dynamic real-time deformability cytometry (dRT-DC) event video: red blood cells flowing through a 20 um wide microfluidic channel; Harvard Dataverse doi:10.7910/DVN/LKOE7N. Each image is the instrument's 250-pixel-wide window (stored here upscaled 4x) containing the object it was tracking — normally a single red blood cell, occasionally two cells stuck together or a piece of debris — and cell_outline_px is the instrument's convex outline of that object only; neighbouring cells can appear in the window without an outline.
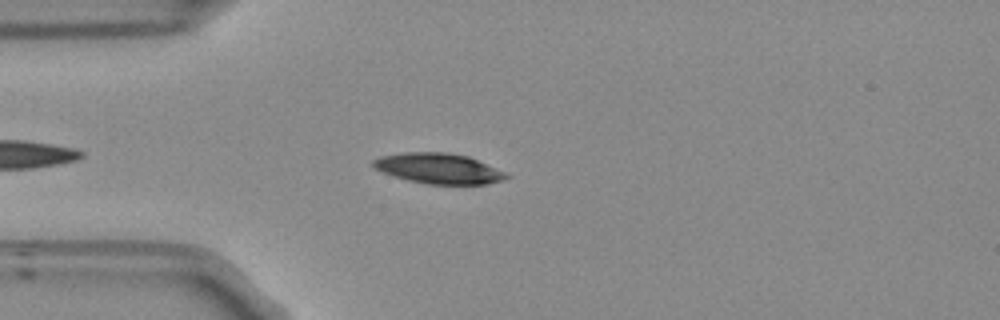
{"species": "Egyptian fruit bat (a non-hibernating species)", "species_latin": "Rousettus aegyptiacus", "temperature_condition": "room temperature", "stored_images_in_passage": 42, "camera_frame_rate_fps": 3000, "um_per_image_px": 0.085, "frame": {"image": 1, "passage_image": 6, "time_ms": 1.667, "image_size_px": [1000, 320], "cell_outline_px": [[512, 176], [500, 180], [484, 184], [428, 184], [408, 180], [372, 168], [372, 160], [380, 156], [404, 152], [448, 152], [468, 156], [504, 172]], "centroid_in_image_um": [37.24, 14.31], "position_along_channel_um": 47.8, "area_um2": 23.35}}
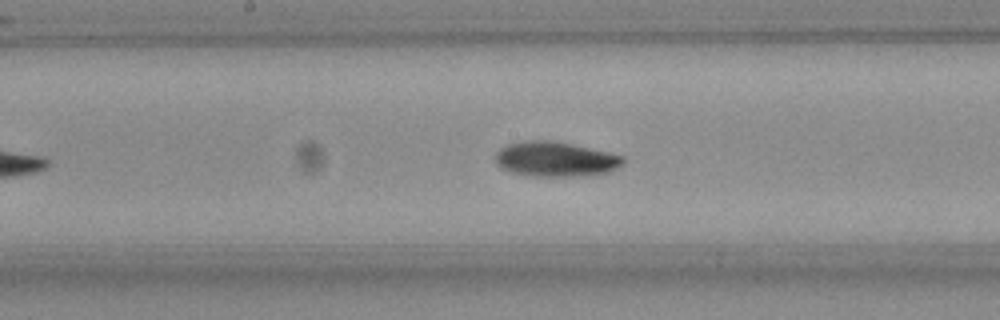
{"frame": {"image": 2, "passage_image": 19, "time_ms": 6.0, "image_size_px": [1000, 320], "cell_outline_px": [[624, 160], [620, 164], [608, 172], [588, 176], [532, 176], [512, 172], [500, 168], [496, 164], [496, 152], [500, 148], [508, 144], [524, 140], [552, 140], [572, 144], [608, 152], [624, 156]], "centroid_in_image_um": [47.17, 13.52], "position_along_channel_um": 201.0, "area_um2": 25.95}}
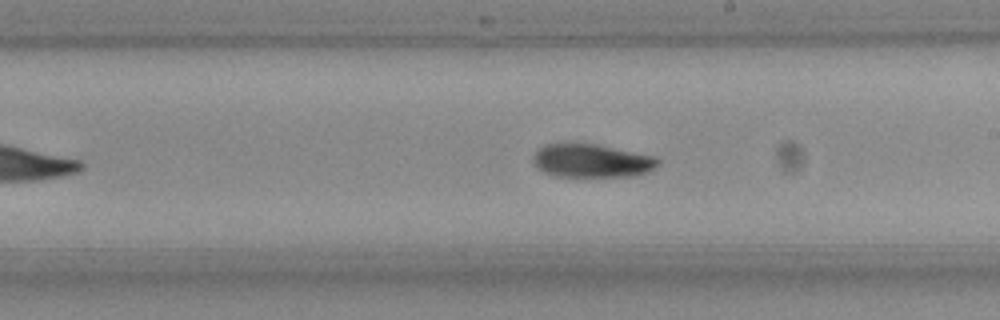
{"frame": {"image": 3, "passage_image": 22, "time_ms": 7.0, "image_size_px": [1000, 320], "cell_outline_px": [[660, 164], [656, 168], [648, 172], [636, 176], [556, 176], [544, 172], [536, 168], [532, 160], [536, 152], [544, 144], [596, 144], [656, 156], [660, 160]], "centroid_in_image_um": [50.34, 13.67], "position_along_channel_um": 238.7, "area_um2": 24.33}, "authors_computed_cell_mechanics": {"area_um2": 23.2067, "velocity_mm_per_s": 3.8034, "shape_relaxation_time_tau1_ms": 1.5591, "shape_relaxation_time_tau2_ms": null, "deformation_change_tau1": 0.0811, "deformation_change_tau2": null}}